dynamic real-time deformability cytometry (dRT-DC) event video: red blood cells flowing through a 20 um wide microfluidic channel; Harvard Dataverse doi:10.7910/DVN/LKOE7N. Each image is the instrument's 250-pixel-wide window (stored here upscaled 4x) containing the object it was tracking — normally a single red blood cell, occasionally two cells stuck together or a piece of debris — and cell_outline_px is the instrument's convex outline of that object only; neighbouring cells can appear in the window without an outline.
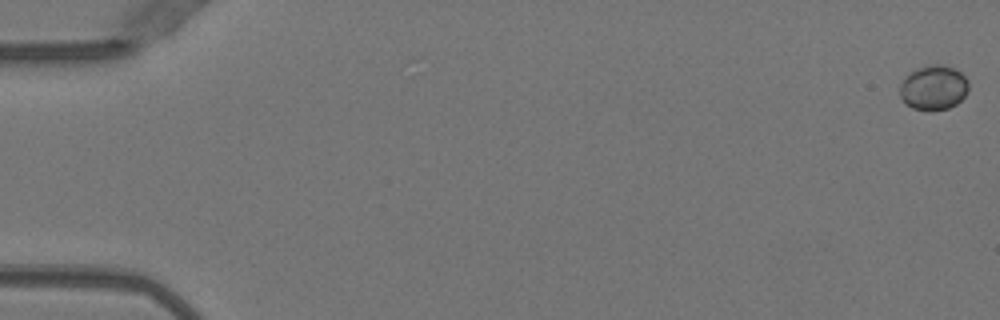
{"species": "Egyptian fruit bat (a non-hibernating species)", "species_latin": "Rousettus aegyptiacus", "temperature_condition": "warm", "stored_images_in_passage": 51, "camera_frame_rate_fps": 3000, "um_per_image_px": 0.085, "animal": {"sex": "female"}, "frame": {"image": 1, "passage_image": 1, "time_ms": 0.0, "image_size_px": [1000, 320], "cell_outline_px": [[968, 92], [956, 104], [948, 108], [932, 112], [912, 108], [904, 104], [900, 100], [900, 84], [908, 72], [916, 68], [932, 64], [944, 64], [956, 68], [968, 80]], "centroid_in_image_um": [79.33, 7.45], "position_along_channel_um": 5.7, "area_um2": 18.44}}
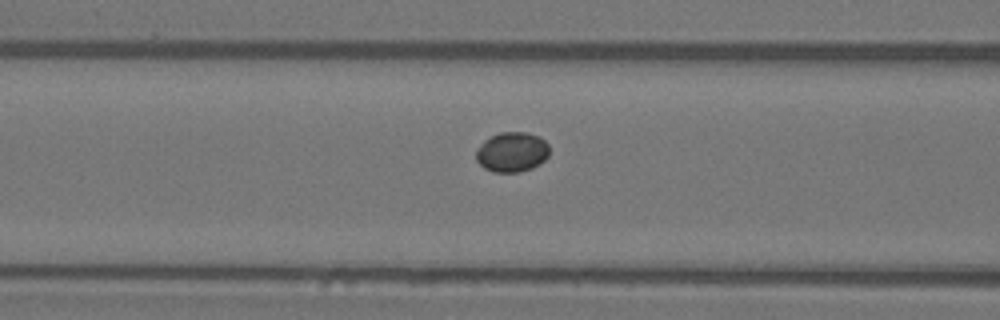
{"frame": {"image": 2, "passage_image": 22, "time_ms": 7.0, "image_size_px": [1000, 320], "cell_outline_px": [[548, 156], [540, 164], [532, 168], [520, 172], [492, 172], [484, 168], [476, 160], [476, 148], [484, 140], [500, 132], [528, 132], [540, 136], [548, 144]], "centroid_in_image_um": [43.51, 12.92], "position_along_channel_um": 123.1, "area_um2": 17.22}}
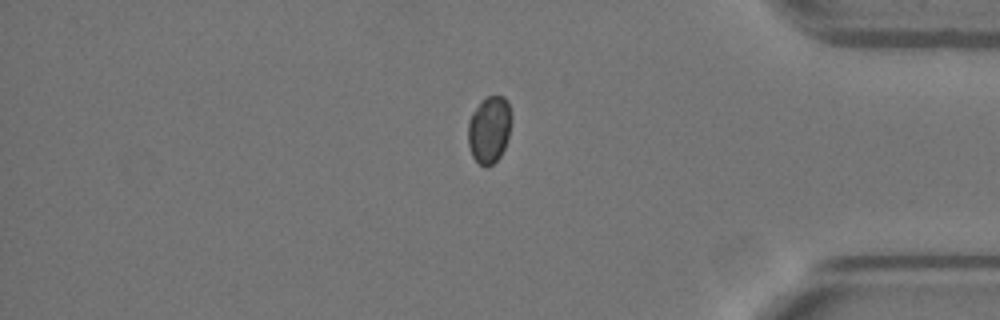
{"frame": {"image": 3, "passage_image": 44, "time_ms": 14.333, "image_size_px": [1000, 320], "cell_outline_px": [[512, 120], [508, 140], [500, 156], [488, 168], [484, 168], [472, 156], [468, 144], [468, 120], [472, 112], [480, 100], [488, 96], [504, 96], [508, 100], [512, 116]], "centroid_in_image_um": [41.59, 10.99], "position_along_channel_um": 393.6, "area_um2": 17.4}}